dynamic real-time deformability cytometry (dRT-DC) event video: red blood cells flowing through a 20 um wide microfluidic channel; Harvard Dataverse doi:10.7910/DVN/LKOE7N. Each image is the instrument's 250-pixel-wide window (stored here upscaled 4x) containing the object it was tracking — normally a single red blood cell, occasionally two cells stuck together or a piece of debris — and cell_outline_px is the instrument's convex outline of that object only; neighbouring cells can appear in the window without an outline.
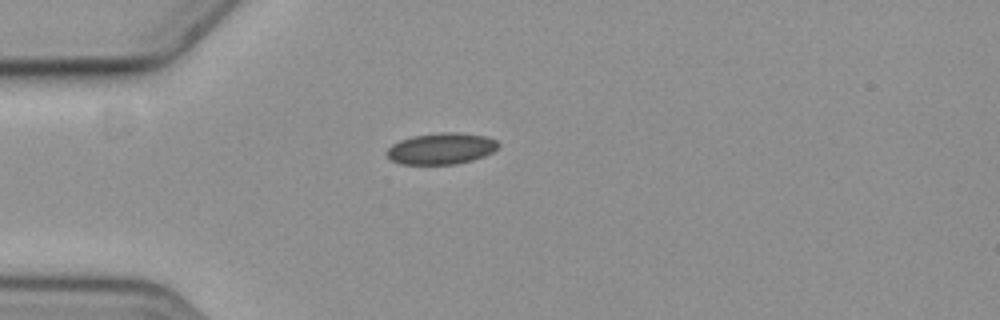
{"species": "common noctule bat (a hibernating species)", "species_latin": "Nyctalus noctula", "temperature_condition": "cold", "stored_images_in_passage": 3, "camera_frame_rate_fps": 3000, "um_per_image_px": 0.085, "animal": {"sex": "female", "body_mass_g": 19.3, "forearm_length_mm": 54.1}, "frame": {"image": 1, "passage_image": 1, "time_ms": 0.0, "image_size_px": [1000, 320], "cell_outline_px": [[500, 144], [492, 152], [484, 156], [472, 160], [456, 164], [400, 164], [392, 160], [384, 152], [392, 144], [400, 140], [412, 136], [440, 132], [460, 132], [484, 136], [496, 140]], "centroid_in_image_um": [37.49, 12.62], "position_along_channel_um": 47.5, "area_um2": 20.4}}
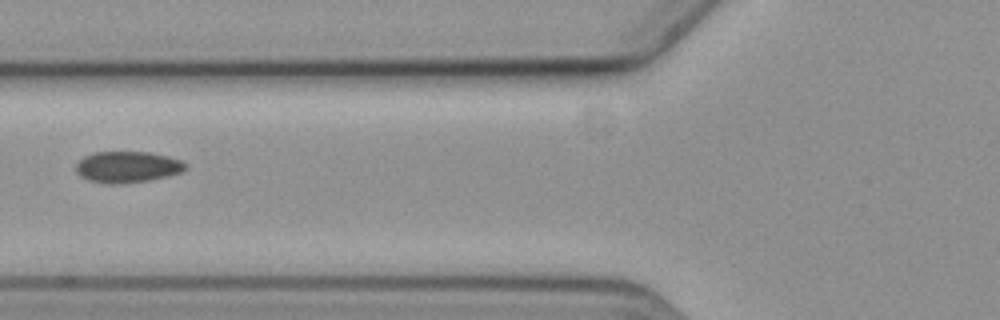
{"frame": {"image": 2, "passage_image": 3, "time_ms": 2.333, "image_size_px": [1000, 320], "cell_outline_px": [[188, 168], [180, 172], [168, 176], [148, 180], [120, 184], [108, 184], [88, 180], [80, 176], [76, 172], [76, 164], [84, 156], [92, 152], [152, 152], [168, 156], [180, 160]], "centroid_in_image_um": [10.8, 14.19], "position_along_channel_um": 115.0, "area_um2": 20.0}}